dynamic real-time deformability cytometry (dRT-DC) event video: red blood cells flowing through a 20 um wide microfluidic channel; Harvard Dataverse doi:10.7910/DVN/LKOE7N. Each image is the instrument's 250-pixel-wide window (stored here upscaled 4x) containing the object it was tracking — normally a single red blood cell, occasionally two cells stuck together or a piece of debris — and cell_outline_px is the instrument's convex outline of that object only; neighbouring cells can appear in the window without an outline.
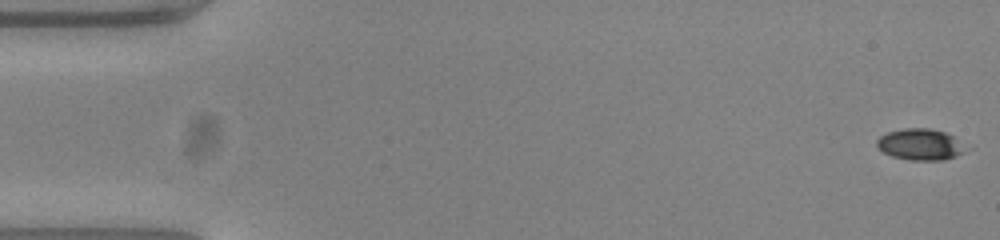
{"species": "common noctule bat (a hibernating species)", "species_latin": "Nyctalus noctula", "temperature_condition": "warm", "stored_images_in_passage": 54, "camera_frame_rate_fps": 3000, "um_per_image_px": 0.085, "animal": {"sex": "female", "body_mass_g": 23.0, "forearm_length_mm": 53.4}, "frame": {"image": 1, "passage_image": 1, "time_ms": 0.0, "image_size_px": [1000, 240], "cell_outline_px": [[972, 148], [956, 156], [944, 160], [908, 160], [892, 156], [876, 148], [876, 140], [880, 136], [888, 132], [904, 128], [928, 128], [944, 132], [972, 144]], "centroid_in_image_um": [78.33, 12.28], "position_along_channel_um": 6.7, "area_um2": 16.82}}
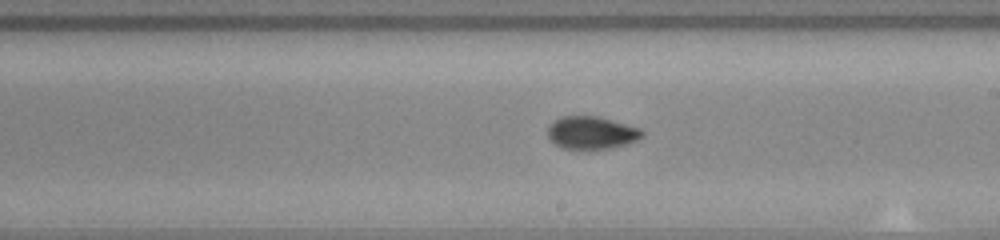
{"frame": {"image": 2, "passage_image": 31, "time_ms": 10.0, "image_size_px": [1000, 240], "cell_outline_px": [[644, 136], [628, 144], [612, 148], [564, 148], [556, 144], [548, 136], [548, 128], [560, 116], [596, 116], [640, 128], [644, 132]], "centroid_in_image_um": [50.32, 11.28], "position_along_channel_um": 238.7, "area_um2": 17.63}}
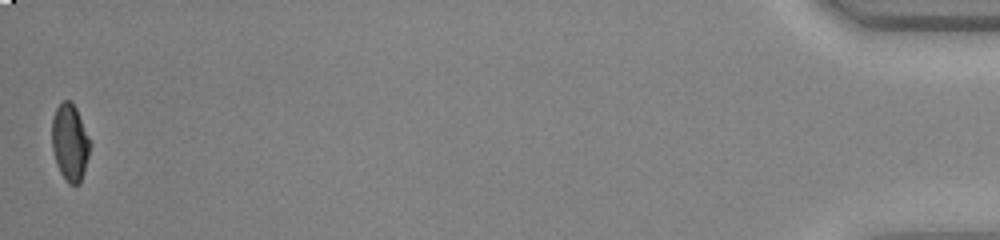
{"frame": {"image": 3, "passage_image": 54, "time_ms": 17.667, "image_size_px": [1000, 240], "cell_outline_px": [[88, 156], [80, 184], [68, 184], [60, 172], [56, 164], [52, 148], [52, 120], [56, 108], [64, 100], [68, 100], [76, 108], [88, 140]], "centroid_in_image_um": [5.9, 12.14], "position_along_channel_um": 429.3, "area_um2": 16.47}, "authors_computed_cell_mechanics": {"area_um2": 17.6868, "velocity_mm_per_s": 3.7874, "shape_relaxation_time_tau1_ms": 6.3528, "shape_relaxation_time_tau2_ms": 1.1368, "deformation_change_tau1": 0.1651, "deformation_change_tau2": 0.0515}}